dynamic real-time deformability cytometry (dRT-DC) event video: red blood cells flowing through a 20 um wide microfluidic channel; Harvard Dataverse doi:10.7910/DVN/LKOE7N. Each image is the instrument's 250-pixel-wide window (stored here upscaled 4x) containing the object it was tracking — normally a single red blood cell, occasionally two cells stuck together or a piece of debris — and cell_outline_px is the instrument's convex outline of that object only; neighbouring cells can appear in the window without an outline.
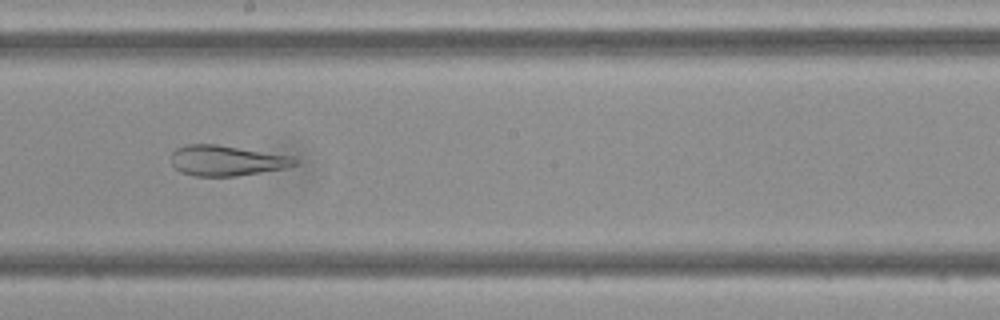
{"species": "Egyptian fruit bat (a non-hibernating species)", "species_latin": "Rousettus aegyptiacus", "temperature_condition": "cold", "stored_images_in_passage": 47, "camera_frame_rate_fps": 3000, "um_per_image_px": 0.085, "frame": {"image": 1, "passage_image": 26, "time_ms": 8.333, "image_size_px": [1000, 320], "cell_outline_px": [[296, 164], [288, 168], [236, 176], [196, 176], [180, 172], [172, 164], [172, 152], [176, 148], [188, 144], [216, 144], [292, 156], [296, 160]], "centroid_in_image_um": [19.26, 13.65], "position_along_channel_um": 228.9, "area_um2": 21.85}}
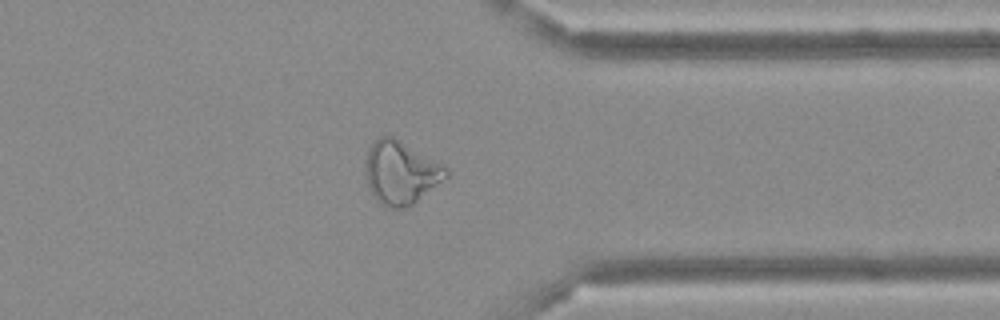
{"frame": {"image": 2, "passage_image": 37, "time_ms": 12.0, "image_size_px": [1000, 320], "cell_outline_px": [[448, 176], [412, 204], [404, 208], [392, 208], [380, 204], [376, 200], [368, 184], [364, 172], [364, 164], [368, 148], [384, 132], [400, 140], [444, 164], [448, 168]], "centroid_in_image_um": [34.04, 14.63], "position_along_channel_um": 377.4, "area_um2": 29.77}}
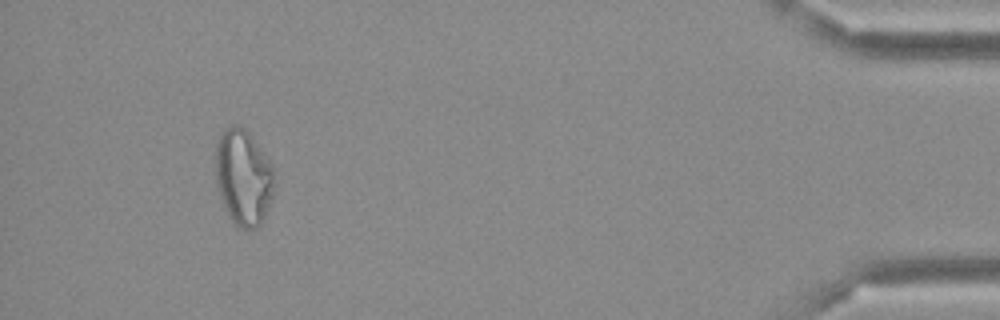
{"frame": {"image": 3, "passage_image": 44, "time_ms": 14.333, "image_size_px": [1000, 320], "cell_outline_px": [[276, 184], [264, 220], [260, 228], [248, 232], [240, 228], [228, 216], [224, 208], [216, 184], [216, 144], [220, 132], [224, 128], [232, 124], [240, 124], [248, 132], [272, 164], [276, 172]], "centroid_in_image_um": [20.71, 15.1], "position_along_channel_um": 414.5, "area_um2": 33.81}}